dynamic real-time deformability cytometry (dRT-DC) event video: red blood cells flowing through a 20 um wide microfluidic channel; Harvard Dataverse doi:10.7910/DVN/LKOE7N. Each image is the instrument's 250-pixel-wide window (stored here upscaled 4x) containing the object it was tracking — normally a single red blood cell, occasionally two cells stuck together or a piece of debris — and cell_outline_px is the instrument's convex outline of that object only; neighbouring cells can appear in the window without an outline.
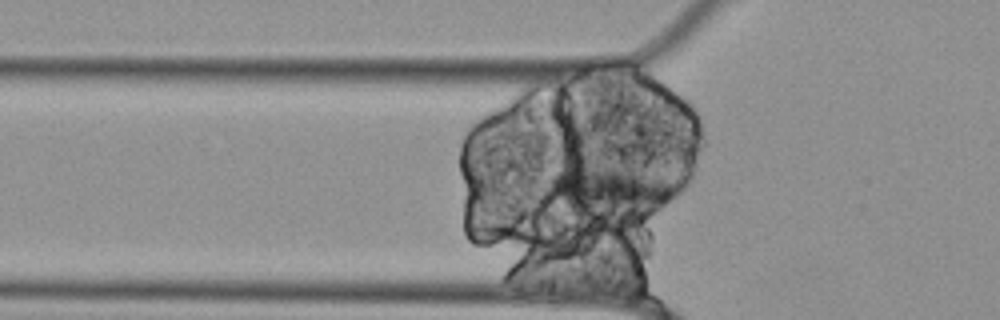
{"species": "Egyptian fruit bat (a non-hibernating species)", "species_latin": "Rousettus aegyptiacus", "temperature_condition": "cold", "stored_images_in_passage": 46, "segment_of_instrument_passage": [1, 2], "camera_frame_rate_fps": 3000, "um_per_image_px": 0.085, "animal": {"sex": "female"}, "frame": {"image": 1, "passage_image": 15, "time_ms": 4.667, "image_size_px": [1000, 320], "cell_outline_px": [[676, 192], [668, 200], [656, 208], [648, 212], [628, 216], [564, 200], [548, 184], [548, 180], [560, 168], [648, 172], [664, 180]], "centroid_in_image_um": [52.02, 16.13], "position_along_channel_um": 73.8, "area_um2": 30.81}}